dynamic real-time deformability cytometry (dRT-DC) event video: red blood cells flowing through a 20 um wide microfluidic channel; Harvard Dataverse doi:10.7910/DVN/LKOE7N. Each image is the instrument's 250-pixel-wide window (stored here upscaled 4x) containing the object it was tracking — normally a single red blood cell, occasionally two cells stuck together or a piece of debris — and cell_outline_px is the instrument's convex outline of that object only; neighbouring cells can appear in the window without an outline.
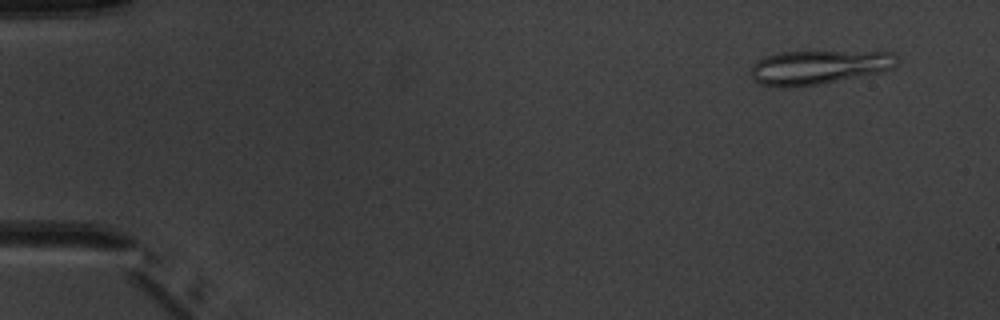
{"species": "common noctule bat (a hibernating species)", "species_latin": "Nyctalus noctula", "temperature_condition": "warm", "stored_images_in_passage": 5, "camera_frame_rate_fps": 3000, "um_per_image_px": 0.085, "animal": {"sex": "male", "body_mass_g": 20.1, "forearm_length_mm": 53.5}, "frame": {"image": 1, "passage_image": 2, "time_ms": 1.0, "image_size_px": [1000, 320], "cell_outline_px": [[900, 60], [892, 68], [880, 72], [820, 84], [784, 88], [760, 84], [752, 76], [752, 64], [756, 60], [764, 56], [780, 52], [896, 52], [900, 56]], "centroid_in_image_um": [69.6, 5.71], "position_along_channel_um": 15.4, "area_um2": 28.96}}
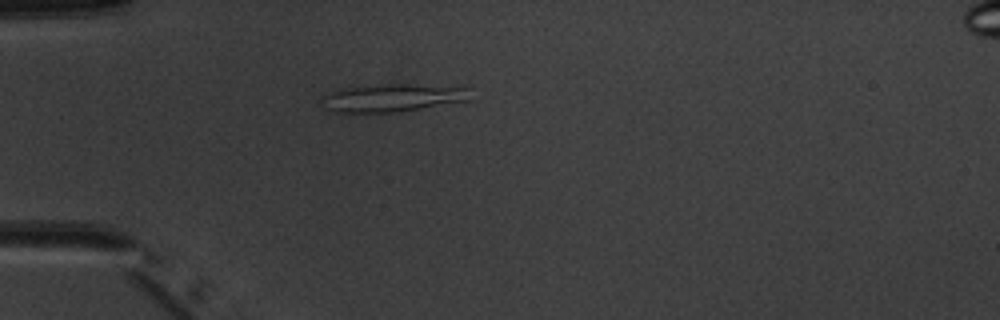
{"frame": {"image": 2, "passage_image": 5, "time_ms": 4.667, "image_size_px": [1000, 320], "cell_outline_px": [[468, 100], [400, 112], [336, 112], [324, 108], [320, 100], [324, 96], [340, 88], [376, 84], [408, 84], [468, 88]], "centroid_in_image_um": [33.27, 8.31], "position_along_channel_um": 51.7, "area_um2": 23.87}}